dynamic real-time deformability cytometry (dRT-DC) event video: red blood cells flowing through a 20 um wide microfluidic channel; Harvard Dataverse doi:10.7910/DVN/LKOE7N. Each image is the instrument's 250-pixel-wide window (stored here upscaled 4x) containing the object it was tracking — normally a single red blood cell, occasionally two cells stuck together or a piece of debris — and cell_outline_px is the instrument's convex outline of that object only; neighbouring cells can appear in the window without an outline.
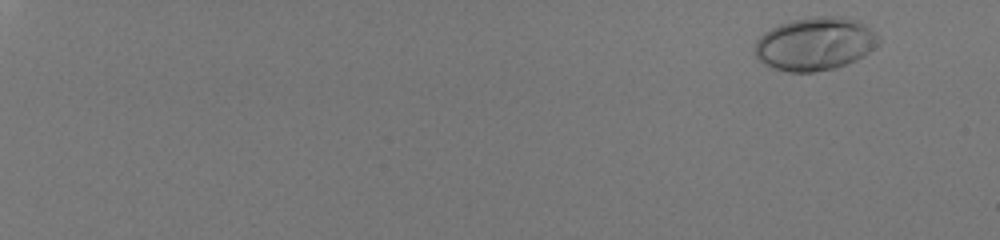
{"species": "human", "species_latin": "Homo sapiens", "temperature_condition": "room temperature", "stored_images_in_passage": 18, "camera_frame_rate_fps": 3000, "um_per_image_px": 0.085, "donor": {"sex": "male"}, "frame": {"image": 1, "passage_image": 3, "time_ms": 0.667, "image_size_px": [1000, 240], "cell_outline_px": [[880, 44], [864, 56], [856, 60], [836, 68], [812, 72], [788, 72], [772, 68], [764, 64], [756, 56], [756, 40], [764, 32], [780, 24], [792, 20], [812, 16], [848, 16], [864, 24], [880, 36]], "centroid_in_image_um": [69.32, 3.72], "position_along_channel_um": 15.7, "area_um2": 38.61}}